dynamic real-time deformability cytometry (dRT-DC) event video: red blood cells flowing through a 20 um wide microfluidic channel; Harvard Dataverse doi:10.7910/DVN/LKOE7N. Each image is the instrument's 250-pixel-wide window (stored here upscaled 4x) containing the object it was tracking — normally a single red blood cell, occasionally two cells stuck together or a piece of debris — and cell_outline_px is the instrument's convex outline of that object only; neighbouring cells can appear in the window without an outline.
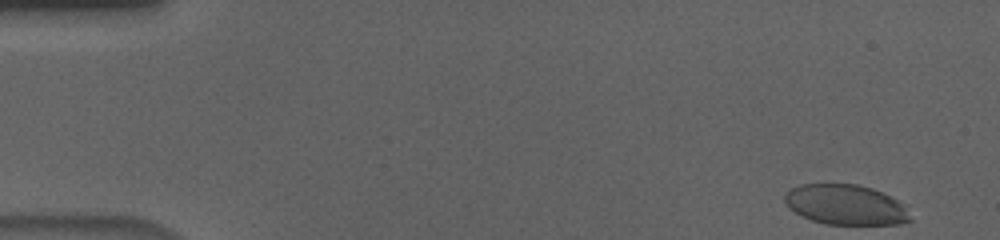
{"species": "human", "species_latin": "Homo sapiens", "temperature_condition": "cold", "stored_images_in_passage": 54, "camera_frame_rate_fps": 3000, "um_per_image_px": 0.085, "donor": {"sex": "male"}, "frame": {"image": 1, "passage_image": 1, "time_ms": 0.0, "image_size_px": [1000, 240], "cell_outline_px": [[912, 220], [900, 224], [824, 224], [812, 220], [796, 212], [784, 200], [784, 196], [792, 188], [800, 184], [856, 184], [872, 188], [896, 200], [900, 204]], "centroid_in_image_um": [71.85, 17.4], "position_along_channel_um": 13.1, "area_um2": 28.67}}
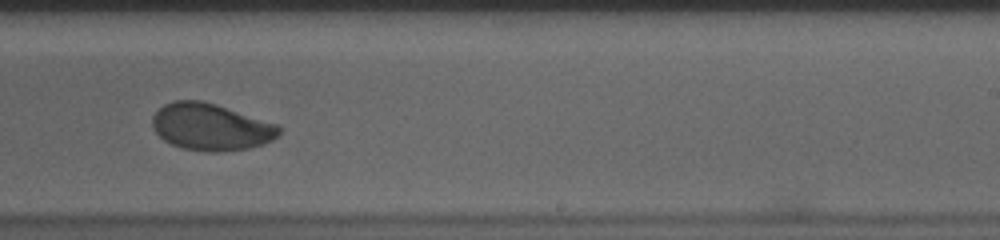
{"frame": {"image": 2, "passage_image": 33, "time_ms": 10.667, "image_size_px": [1000, 240], "cell_outline_px": [[280, 132], [272, 140], [264, 144], [248, 148], [224, 152], [208, 152], [184, 148], [172, 144], [164, 140], [156, 132], [152, 124], [152, 116], [164, 104], [172, 100], [200, 100], [216, 104], [280, 124]], "centroid_in_image_um": [17.95, 10.78], "position_along_channel_um": 271.1, "area_um2": 34.8}}
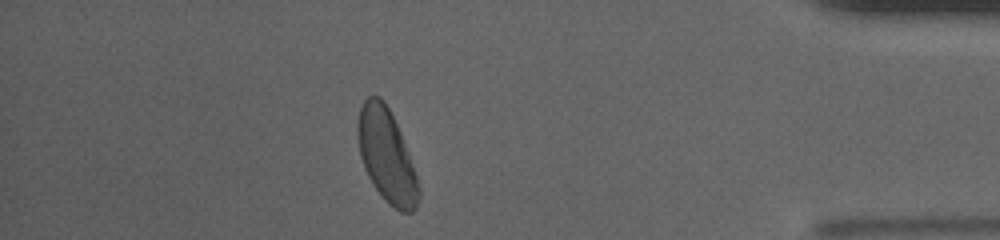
{"frame": {"image": 3, "passage_image": 47, "time_ms": 15.333, "image_size_px": [1000, 240], "cell_outline_px": [[420, 200], [416, 208], [412, 212], [400, 212], [388, 204], [384, 200], [368, 176], [364, 168], [360, 156], [356, 136], [356, 124], [360, 108], [364, 100], [368, 96], [380, 96], [384, 100], [400, 132], [416, 176], [420, 188]], "centroid_in_image_um": [32.84, 13.25], "position_along_channel_um": 402.4, "area_um2": 33.0}, "authors_computed_cell_mechanics": {"area_um2": 33.2061, "velocity_mm_per_s": 3.6575, "shape_relaxation_time_tau1_ms": 6.1967, "shape_relaxation_time_tau2_ms": 1.4807, "deformation_change_tau1": 0.1715, "deformation_change_tau2": 0.0504}}